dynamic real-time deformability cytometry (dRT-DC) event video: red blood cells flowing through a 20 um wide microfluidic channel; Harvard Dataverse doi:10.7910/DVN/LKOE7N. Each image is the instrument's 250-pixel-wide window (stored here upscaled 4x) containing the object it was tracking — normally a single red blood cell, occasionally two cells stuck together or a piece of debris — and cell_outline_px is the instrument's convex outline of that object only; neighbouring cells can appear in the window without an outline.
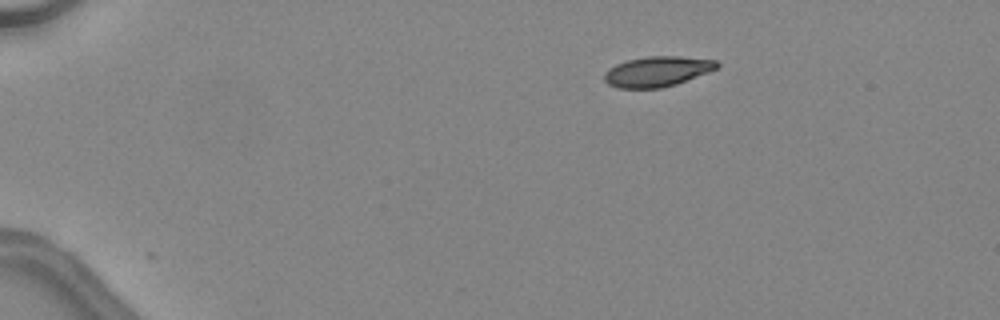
{"species": "common noctule bat (a hibernating species)", "species_latin": "Nyctalus noctula", "temperature_condition": "warm", "stored_images_in_passage": 34, "camera_frame_rate_fps": 3000, "um_per_image_px": 0.085, "animal": {"sex": "female", "body_mass_g": 24.6, "forearm_length_mm": 56.2}, "frame": {"image": 1, "passage_image": 1, "time_ms": 0.0, "image_size_px": [1000, 320], "cell_outline_px": [[720, 68], [676, 84], [660, 88], [616, 88], [608, 84], [604, 80], [604, 72], [608, 68], [616, 64], [628, 60], [648, 56], [680, 56], [716, 60], [720, 64]], "centroid_in_image_um": [55.87, 6.07], "position_along_channel_um": 29.1, "area_um2": 20.0}}
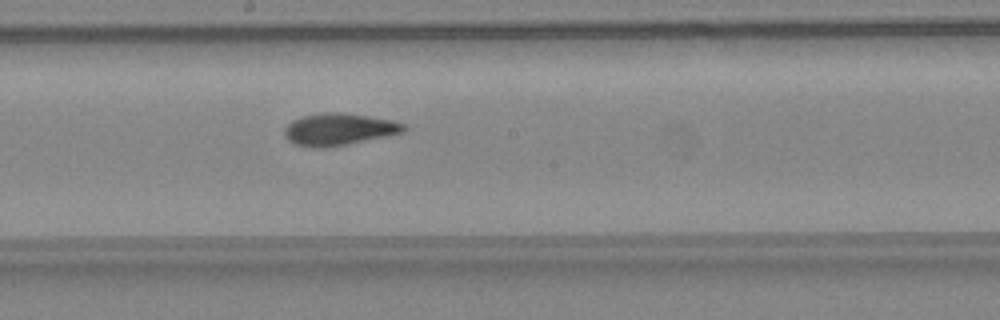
{"frame": {"image": 2, "passage_image": 20, "time_ms": 6.333, "image_size_px": [1000, 320], "cell_outline_px": [[408, 128], [404, 132], [324, 148], [312, 148], [296, 144], [288, 140], [284, 136], [284, 128], [292, 120], [300, 116], [328, 112], [340, 112], [392, 120], [404, 124]], "centroid_in_image_um": [28.76, 10.98], "position_along_channel_um": 219.4, "area_um2": 22.02}}
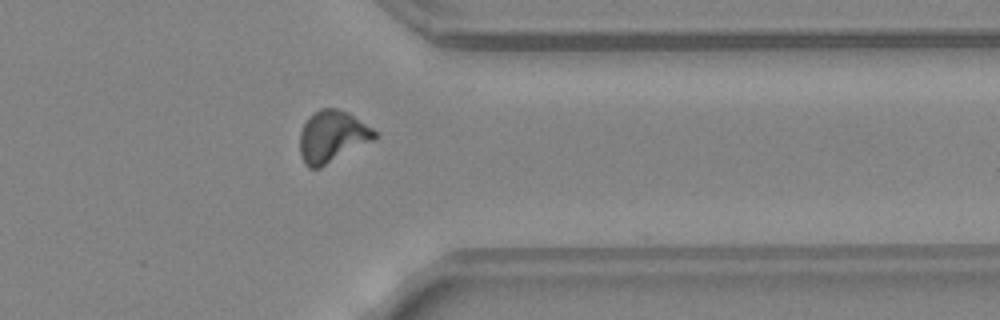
{"frame": {"image": 3, "passage_image": 31, "time_ms": 10.0, "image_size_px": [1000, 320], "cell_outline_px": [[380, 136], [320, 168], [308, 168], [304, 164], [300, 156], [300, 132], [308, 116], [312, 112], [320, 108], [336, 108], [348, 112], [372, 128]], "centroid_in_image_um": [28.21, 11.59], "position_along_channel_um": 383.2, "area_um2": 22.6}, "authors_computed_cell_mechanics": {"area_um2": 21.3571, "velocity_mm_per_s": 4.5464, "shape_relaxation_time_tau1_ms": 5.8056, "shape_relaxation_time_tau2_ms": 1.769, "deformation_change_tau1": 0.2307, "deformation_change_tau2": 0.094}}